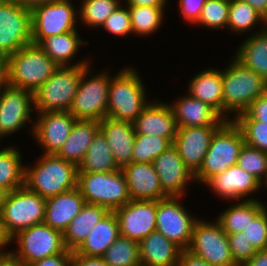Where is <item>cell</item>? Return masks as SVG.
<instances>
[{"label":"cell","mask_w":267,"mask_h":266,"mask_svg":"<svg viewBox=\"0 0 267 266\" xmlns=\"http://www.w3.org/2000/svg\"><path fill=\"white\" fill-rule=\"evenodd\" d=\"M102 258L109 266H141L139 242L120 235Z\"/></svg>","instance_id":"obj_36"},{"label":"cell","mask_w":267,"mask_h":266,"mask_svg":"<svg viewBox=\"0 0 267 266\" xmlns=\"http://www.w3.org/2000/svg\"><path fill=\"white\" fill-rule=\"evenodd\" d=\"M266 24V25H265ZM264 25H265V28H267V14L266 16L264 17Z\"/></svg>","instance_id":"obj_60"},{"label":"cell","mask_w":267,"mask_h":266,"mask_svg":"<svg viewBox=\"0 0 267 266\" xmlns=\"http://www.w3.org/2000/svg\"><path fill=\"white\" fill-rule=\"evenodd\" d=\"M71 266H109L102 257H88L72 251Z\"/></svg>","instance_id":"obj_50"},{"label":"cell","mask_w":267,"mask_h":266,"mask_svg":"<svg viewBox=\"0 0 267 266\" xmlns=\"http://www.w3.org/2000/svg\"><path fill=\"white\" fill-rule=\"evenodd\" d=\"M233 118L255 119L256 121L267 122V93L259 96L243 113Z\"/></svg>","instance_id":"obj_47"},{"label":"cell","mask_w":267,"mask_h":266,"mask_svg":"<svg viewBox=\"0 0 267 266\" xmlns=\"http://www.w3.org/2000/svg\"><path fill=\"white\" fill-rule=\"evenodd\" d=\"M34 106L33 92L9 86L0 87V139L13 134L30 120Z\"/></svg>","instance_id":"obj_15"},{"label":"cell","mask_w":267,"mask_h":266,"mask_svg":"<svg viewBox=\"0 0 267 266\" xmlns=\"http://www.w3.org/2000/svg\"><path fill=\"white\" fill-rule=\"evenodd\" d=\"M0 266H23L10 252L0 255Z\"/></svg>","instance_id":"obj_56"},{"label":"cell","mask_w":267,"mask_h":266,"mask_svg":"<svg viewBox=\"0 0 267 266\" xmlns=\"http://www.w3.org/2000/svg\"><path fill=\"white\" fill-rule=\"evenodd\" d=\"M207 0H179L181 15L185 21L195 24L200 18L202 8Z\"/></svg>","instance_id":"obj_48"},{"label":"cell","mask_w":267,"mask_h":266,"mask_svg":"<svg viewBox=\"0 0 267 266\" xmlns=\"http://www.w3.org/2000/svg\"><path fill=\"white\" fill-rule=\"evenodd\" d=\"M134 69L120 70L111 77L108 89L107 117L133 123L149 104L145 86Z\"/></svg>","instance_id":"obj_5"},{"label":"cell","mask_w":267,"mask_h":266,"mask_svg":"<svg viewBox=\"0 0 267 266\" xmlns=\"http://www.w3.org/2000/svg\"><path fill=\"white\" fill-rule=\"evenodd\" d=\"M114 212L121 236L140 242L156 231V201L130 200Z\"/></svg>","instance_id":"obj_16"},{"label":"cell","mask_w":267,"mask_h":266,"mask_svg":"<svg viewBox=\"0 0 267 266\" xmlns=\"http://www.w3.org/2000/svg\"><path fill=\"white\" fill-rule=\"evenodd\" d=\"M205 185L218 196L229 200H240L259 191V181L240 166L233 165L221 174L213 176Z\"/></svg>","instance_id":"obj_22"},{"label":"cell","mask_w":267,"mask_h":266,"mask_svg":"<svg viewBox=\"0 0 267 266\" xmlns=\"http://www.w3.org/2000/svg\"><path fill=\"white\" fill-rule=\"evenodd\" d=\"M108 212L103 206L85 203L63 233L66 248L76 250Z\"/></svg>","instance_id":"obj_30"},{"label":"cell","mask_w":267,"mask_h":266,"mask_svg":"<svg viewBox=\"0 0 267 266\" xmlns=\"http://www.w3.org/2000/svg\"><path fill=\"white\" fill-rule=\"evenodd\" d=\"M89 68V65H83V74L69 112L76 119L101 121L107 117L111 76L103 72L90 78L88 73L93 70Z\"/></svg>","instance_id":"obj_10"},{"label":"cell","mask_w":267,"mask_h":266,"mask_svg":"<svg viewBox=\"0 0 267 266\" xmlns=\"http://www.w3.org/2000/svg\"><path fill=\"white\" fill-rule=\"evenodd\" d=\"M8 56L0 52V87L7 84Z\"/></svg>","instance_id":"obj_53"},{"label":"cell","mask_w":267,"mask_h":266,"mask_svg":"<svg viewBox=\"0 0 267 266\" xmlns=\"http://www.w3.org/2000/svg\"><path fill=\"white\" fill-rule=\"evenodd\" d=\"M127 6L133 33L141 36L148 35L154 33L161 26L165 6Z\"/></svg>","instance_id":"obj_37"},{"label":"cell","mask_w":267,"mask_h":266,"mask_svg":"<svg viewBox=\"0 0 267 266\" xmlns=\"http://www.w3.org/2000/svg\"><path fill=\"white\" fill-rule=\"evenodd\" d=\"M172 143L164 137L136 135L133 147L132 162L152 163Z\"/></svg>","instance_id":"obj_39"},{"label":"cell","mask_w":267,"mask_h":266,"mask_svg":"<svg viewBox=\"0 0 267 266\" xmlns=\"http://www.w3.org/2000/svg\"><path fill=\"white\" fill-rule=\"evenodd\" d=\"M10 244V239L5 235L4 231H3V227H2V223L0 221V249L6 247V245ZM8 253L6 251H2L0 250V255L6 254Z\"/></svg>","instance_id":"obj_57"},{"label":"cell","mask_w":267,"mask_h":266,"mask_svg":"<svg viewBox=\"0 0 267 266\" xmlns=\"http://www.w3.org/2000/svg\"><path fill=\"white\" fill-rule=\"evenodd\" d=\"M18 243V250L10 253L23 265L30 266L35 261L62 253L67 248L63 233L45 223L33 225L18 232L10 240Z\"/></svg>","instance_id":"obj_9"},{"label":"cell","mask_w":267,"mask_h":266,"mask_svg":"<svg viewBox=\"0 0 267 266\" xmlns=\"http://www.w3.org/2000/svg\"><path fill=\"white\" fill-rule=\"evenodd\" d=\"M166 196L182 197L188 181L195 180L194 173L184 164L171 145L152 162Z\"/></svg>","instance_id":"obj_19"},{"label":"cell","mask_w":267,"mask_h":266,"mask_svg":"<svg viewBox=\"0 0 267 266\" xmlns=\"http://www.w3.org/2000/svg\"><path fill=\"white\" fill-rule=\"evenodd\" d=\"M82 74L83 65L59 66L33 93L36 112L69 111Z\"/></svg>","instance_id":"obj_8"},{"label":"cell","mask_w":267,"mask_h":266,"mask_svg":"<svg viewBox=\"0 0 267 266\" xmlns=\"http://www.w3.org/2000/svg\"><path fill=\"white\" fill-rule=\"evenodd\" d=\"M186 250L213 266H238L232 259L228 235L217 220L209 223L197 219Z\"/></svg>","instance_id":"obj_11"},{"label":"cell","mask_w":267,"mask_h":266,"mask_svg":"<svg viewBox=\"0 0 267 266\" xmlns=\"http://www.w3.org/2000/svg\"><path fill=\"white\" fill-rule=\"evenodd\" d=\"M176 266H213L205 262L203 259L196 257L187 250L181 252L179 261Z\"/></svg>","instance_id":"obj_51"},{"label":"cell","mask_w":267,"mask_h":266,"mask_svg":"<svg viewBox=\"0 0 267 266\" xmlns=\"http://www.w3.org/2000/svg\"><path fill=\"white\" fill-rule=\"evenodd\" d=\"M116 36H127L132 33L131 18L128 6L120 4L101 26Z\"/></svg>","instance_id":"obj_45"},{"label":"cell","mask_w":267,"mask_h":266,"mask_svg":"<svg viewBox=\"0 0 267 266\" xmlns=\"http://www.w3.org/2000/svg\"><path fill=\"white\" fill-rule=\"evenodd\" d=\"M58 67L39 45L30 44L8 56L7 84L34 93Z\"/></svg>","instance_id":"obj_4"},{"label":"cell","mask_w":267,"mask_h":266,"mask_svg":"<svg viewBox=\"0 0 267 266\" xmlns=\"http://www.w3.org/2000/svg\"><path fill=\"white\" fill-rule=\"evenodd\" d=\"M71 259L72 250L66 249L62 253L37 260L30 266H71Z\"/></svg>","instance_id":"obj_49"},{"label":"cell","mask_w":267,"mask_h":266,"mask_svg":"<svg viewBox=\"0 0 267 266\" xmlns=\"http://www.w3.org/2000/svg\"><path fill=\"white\" fill-rule=\"evenodd\" d=\"M78 187L46 199L44 223L62 233L84 206Z\"/></svg>","instance_id":"obj_24"},{"label":"cell","mask_w":267,"mask_h":266,"mask_svg":"<svg viewBox=\"0 0 267 266\" xmlns=\"http://www.w3.org/2000/svg\"><path fill=\"white\" fill-rule=\"evenodd\" d=\"M169 105L178 127L220 126L225 120L209 105L190 96Z\"/></svg>","instance_id":"obj_25"},{"label":"cell","mask_w":267,"mask_h":266,"mask_svg":"<svg viewBox=\"0 0 267 266\" xmlns=\"http://www.w3.org/2000/svg\"><path fill=\"white\" fill-rule=\"evenodd\" d=\"M237 165L260 182L267 172V152L244 144L240 150Z\"/></svg>","instance_id":"obj_42"},{"label":"cell","mask_w":267,"mask_h":266,"mask_svg":"<svg viewBox=\"0 0 267 266\" xmlns=\"http://www.w3.org/2000/svg\"><path fill=\"white\" fill-rule=\"evenodd\" d=\"M35 166L25 167L24 185L47 199L77 187L78 166L58 157L44 154Z\"/></svg>","instance_id":"obj_2"},{"label":"cell","mask_w":267,"mask_h":266,"mask_svg":"<svg viewBox=\"0 0 267 266\" xmlns=\"http://www.w3.org/2000/svg\"><path fill=\"white\" fill-rule=\"evenodd\" d=\"M141 266H176L183 249L158 231L139 242Z\"/></svg>","instance_id":"obj_26"},{"label":"cell","mask_w":267,"mask_h":266,"mask_svg":"<svg viewBox=\"0 0 267 266\" xmlns=\"http://www.w3.org/2000/svg\"><path fill=\"white\" fill-rule=\"evenodd\" d=\"M99 130L105 136L118 166L122 168L131 163L136 137L134 124L106 117L99 121Z\"/></svg>","instance_id":"obj_23"},{"label":"cell","mask_w":267,"mask_h":266,"mask_svg":"<svg viewBox=\"0 0 267 266\" xmlns=\"http://www.w3.org/2000/svg\"><path fill=\"white\" fill-rule=\"evenodd\" d=\"M167 0H126V5L133 6H165Z\"/></svg>","instance_id":"obj_54"},{"label":"cell","mask_w":267,"mask_h":266,"mask_svg":"<svg viewBox=\"0 0 267 266\" xmlns=\"http://www.w3.org/2000/svg\"><path fill=\"white\" fill-rule=\"evenodd\" d=\"M261 30L242 43L235 58L267 81V28Z\"/></svg>","instance_id":"obj_32"},{"label":"cell","mask_w":267,"mask_h":266,"mask_svg":"<svg viewBox=\"0 0 267 266\" xmlns=\"http://www.w3.org/2000/svg\"><path fill=\"white\" fill-rule=\"evenodd\" d=\"M121 169L116 163L110 146L99 130L94 136L82 162L78 165V172H113Z\"/></svg>","instance_id":"obj_34"},{"label":"cell","mask_w":267,"mask_h":266,"mask_svg":"<svg viewBox=\"0 0 267 266\" xmlns=\"http://www.w3.org/2000/svg\"><path fill=\"white\" fill-rule=\"evenodd\" d=\"M223 119L243 113L259 96L267 93V81L236 58L222 71ZM228 113V114H227ZM229 117V118H228Z\"/></svg>","instance_id":"obj_1"},{"label":"cell","mask_w":267,"mask_h":266,"mask_svg":"<svg viewBox=\"0 0 267 266\" xmlns=\"http://www.w3.org/2000/svg\"><path fill=\"white\" fill-rule=\"evenodd\" d=\"M136 135L167 138L171 143L178 132L177 121L167 103L151 101L133 122Z\"/></svg>","instance_id":"obj_21"},{"label":"cell","mask_w":267,"mask_h":266,"mask_svg":"<svg viewBox=\"0 0 267 266\" xmlns=\"http://www.w3.org/2000/svg\"><path fill=\"white\" fill-rule=\"evenodd\" d=\"M239 126L245 144L267 152V122L255 119H233Z\"/></svg>","instance_id":"obj_43"},{"label":"cell","mask_w":267,"mask_h":266,"mask_svg":"<svg viewBox=\"0 0 267 266\" xmlns=\"http://www.w3.org/2000/svg\"><path fill=\"white\" fill-rule=\"evenodd\" d=\"M2 196H3V193L0 192V204H1Z\"/></svg>","instance_id":"obj_61"},{"label":"cell","mask_w":267,"mask_h":266,"mask_svg":"<svg viewBox=\"0 0 267 266\" xmlns=\"http://www.w3.org/2000/svg\"><path fill=\"white\" fill-rule=\"evenodd\" d=\"M229 247L232 253V259L238 266H243L250 260L257 250L248 241L243 232L236 234H227Z\"/></svg>","instance_id":"obj_46"},{"label":"cell","mask_w":267,"mask_h":266,"mask_svg":"<svg viewBox=\"0 0 267 266\" xmlns=\"http://www.w3.org/2000/svg\"><path fill=\"white\" fill-rule=\"evenodd\" d=\"M243 266H267V250H260Z\"/></svg>","instance_id":"obj_52"},{"label":"cell","mask_w":267,"mask_h":266,"mask_svg":"<svg viewBox=\"0 0 267 266\" xmlns=\"http://www.w3.org/2000/svg\"><path fill=\"white\" fill-rule=\"evenodd\" d=\"M15 146L0 150V192L9 193L24 186L25 168Z\"/></svg>","instance_id":"obj_35"},{"label":"cell","mask_w":267,"mask_h":266,"mask_svg":"<svg viewBox=\"0 0 267 266\" xmlns=\"http://www.w3.org/2000/svg\"><path fill=\"white\" fill-rule=\"evenodd\" d=\"M181 197L167 196L156 201V231L183 250L189 247L197 220L179 203Z\"/></svg>","instance_id":"obj_14"},{"label":"cell","mask_w":267,"mask_h":266,"mask_svg":"<svg viewBox=\"0 0 267 266\" xmlns=\"http://www.w3.org/2000/svg\"><path fill=\"white\" fill-rule=\"evenodd\" d=\"M264 176H265V177H262L261 181L259 182V187L262 186V184L264 183V181H265L266 186H267V172L265 173ZM265 178H266V179H265ZM263 180H264V181H263Z\"/></svg>","instance_id":"obj_59"},{"label":"cell","mask_w":267,"mask_h":266,"mask_svg":"<svg viewBox=\"0 0 267 266\" xmlns=\"http://www.w3.org/2000/svg\"><path fill=\"white\" fill-rule=\"evenodd\" d=\"M262 22L264 17L257 12L248 2L243 0H231L227 28L233 32L243 33L251 31L256 24Z\"/></svg>","instance_id":"obj_38"},{"label":"cell","mask_w":267,"mask_h":266,"mask_svg":"<svg viewBox=\"0 0 267 266\" xmlns=\"http://www.w3.org/2000/svg\"><path fill=\"white\" fill-rule=\"evenodd\" d=\"M76 118L69 111L38 113L31 128L35 139L45 150L44 154H56L68 138Z\"/></svg>","instance_id":"obj_17"},{"label":"cell","mask_w":267,"mask_h":266,"mask_svg":"<svg viewBox=\"0 0 267 266\" xmlns=\"http://www.w3.org/2000/svg\"><path fill=\"white\" fill-rule=\"evenodd\" d=\"M22 5H25L28 8H32L38 4H42V3H50L52 1H56V0H14Z\"/></svg>","instance_id":"obj_58"},{"label":"cell","mask_w":267,"mask_h":266,"mask_svg":"<svg viewBox=\"0 0 267 266\" xmlns=\"http://www.w3.org/2000/svg\"><path fill=\"white\" fill-rule=\"evenodd\" d=\"M46 199L25 185L5 193L0 204V221L5 235L11 240L18 232L44 223Z\"/></svg>","instance_id":"obj_6"},{"label":"cell","mask_w":267,"mask_h":266,"mask_svg":"<svg viewBox=\"0 0 267 266\" xmlns=\"http://www.w3.org/2000/svg\"><path fill=\"white\" fill-rule=\"evenodd\" d=\"M32 44L31 8L0 0V52L9 56Z\"/></svg>","instance_id":"obj_13"},{"label":"cell","mask_w":267,"mask_h":266,"mask_svg":"<svg viewBox=\"0 0 267 266\" xmlns=\"http://www.w3.org/2000/svg\"><path fill=\"white\" fill-rule=\"evenodd\" d=\"M243 233L257 251L267 250V207L249 221Z\"/></svg>","instance_id":"obj_44"},{"label":"cell","mask_w":267,"mask_h":266,"mask_svg":"<svg viewBox=\"0 0 267 266\" xmlns=\"http://www.w3.org/2000/svg\"><path fill=\"white\" fill-rule=\"evenodd\" d=\"M188 93L212 107L223 118L222 71L205 69L190 80Z\"/></svg>","instance_id":"obj_29"},{"label":"cell","mask_w":267,"mask_h":266,"mask_svg":"<svg viewBox=\"0 0 267 266\" xmlns=\"http://www.w3.org/2000/svg\"><path fill=\"white\" fill-rule=\"evenodd\" d=\"M121 170L125 175L131 200L157 201L167 197L152 163L131 162Z\"/></svg>","instance_id":"obj_20"},{"label":"cell","mask_w":267,"mask_h":266,"mask_svg":"<svg viewBox=\"0 0 267 266\" xmlns=\"http://www.w3.org/2000/svg\"><path fill=\"white\" fill-rule=\"evenodd\" d=\"M98 131L99 121L77 119L56 155L78 166Z\"/></svg>","instance_id":"obj_28"},{"label":"cell","mask_w":267,"mask_h":266,"mask_svg":"<svg viewBox=\"0 0 267 266\" xmlns=\"http://www.w3.org/2000/svg\"><path fill=\"white\" fill-rule=\"evenodd\" d=\"M244 144L239 126L233 119L225 120L212 135L203 163L194 174L195 182L206 184L213 176L236 165Z\"/></svg>","instance_id":"obj_3"},{"label":"cell","mask_w":267,"mask_h":266,"mask_svg":"<svg viewBox=\"0 0 267 266\" xmlns=\"http://www.w3.org/2000/svg\"><path fill=\"white\" fill-rule=\"evenodd\" d=\"M76 14L70 0H56L32 7V44L38 45L49 36L75 31Z\"/></svg>","instance_id":"obj_12"},{"label":"cell","mask_w":267,"mask_h":266,"mask_svg":"<svg viewBox=\"0 0 267 266\" xmlns=\"http://www.w3.org/2000/svg\"><path fill=\"white\" fill-rule=\"evenodd\" d=\"M219 126L178 127L172 142L184 164L195 174L201 167L212 135Z\"/></svg>","instance_id":"obj_18"},{"label":"cell","mask_w":267,"mask_h":266,"mask_svg":"<svg viewBox=\"0 0 267 266\" xmlns=\"http://www.w3.org/2000/svg\"><path fill=\"white\" fill-rule=\"evenodd\" d=\"M230 0H207L202 8L200 18L195 24L203 27L219 29L227 27Z\"/></svg>","instance_id":"obj_41"},{"label":"cell","mask_w":267,"mask_h":266,"mask_svg":"<svg viewBox=\"0 0 267 266\" xmlns=\"http://www.w3.org/2000/svg\"><path fill=\"white\" fill-rule=\"evenodd\" d=\"M78 32L70 31L60 35H53L43 39L38 45L41 49L59 66H78L89 65L88 61L82 60L70 65L71 59L76 56L80 45L84 42L77 34Z\"/></svg>","instance_id":"obj_31"},{"label":"cell","mask_w":267,"mask_h":266,"mask_svg":"<svg viewBox=\"0 0 267 266\" xmlns=\"http://www.w3.org/2000/svg\"><path fill=\"white\" fill-rule=\"evenodd\" d=\"M265 207L266 205L258 199L248 197L246 200L229 206L218 216L217 221L226 234L241 233L249 221L253 220Z\"/></svg>","instance_id":"obj_33"},{"label":"cell","mask_w":267,"mask_h":266,"mask_svg":"<svg viewBox=\"0 0 267 266\" xmlns=\"http://www.w3.org/2000/svg\"><path fill=\"white\" fill-rule=\"evenodd\" d=\"M248 2L263 17L267 14V0H243Z\"/></svg>","instance_id":"obj_55"},{"label":"cell","mask_w":267,"mask_h":266,"mask_svg":"<svg viewBox=\"0 0 267 266\" xmlns=\"http://www.w3.org/2000/svg\"><path fill=\"white\" fill-rule=\"evenodd\" d=\"M77 187L85 203L115 211L131 200L121 169L113 172H78Z\"/></svg>","instance_id":"obj_7"},{"label":"cell","mask_w":267,"mask_h":266,"mask_svg":"<svg viewBox=\"0 0 267 266\" xmlns=\"http://www.w3.org/2000/svg\"><path fill=\"white\" fill-rule=\"evenodd\" d=\"M119 236L118 218L114 211H109L75 251L83 256L102 257Z\"/></svg>","instance_id":"obj_27"},{"label":"cell","mask_w":267,"mask_h":266,"mask_svg":"<svg viewBox=\"0 0 267 266\" xmlns=\"http://www.w3.org/2000/svg\"><path fill=\"white\" fill-rule=\"evenodd\" d=\"M79 9L80 20L88 27H99L121 4L120 0H82Z\"/></svg>","instance_id":"obj_40"}]
</instances>
